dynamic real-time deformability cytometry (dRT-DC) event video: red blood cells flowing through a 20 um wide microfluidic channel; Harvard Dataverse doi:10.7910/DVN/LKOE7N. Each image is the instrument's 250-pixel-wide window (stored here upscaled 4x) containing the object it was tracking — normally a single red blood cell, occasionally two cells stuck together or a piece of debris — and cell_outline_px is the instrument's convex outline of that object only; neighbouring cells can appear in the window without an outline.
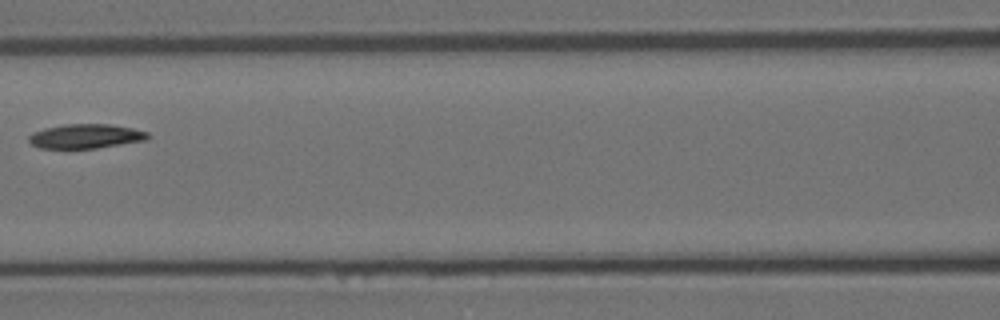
{"species": "Egyptian fruit bat (a non-hibernating species)", "species_latin": "Rousettus aegyptiacus", "temperature_condition": "room temperature", "stored_images_in_passage": 13, "camera_frame_rate_fps": 3000, "um_per_image_px": 0.085, "animal": {"sex": "female"}, "frame": {"image": 1, "passage_image": 6, "time_ms": 6.667, "image_size_px": [1000, 320], "cell_outline_px": [[152, 136], [148, 140], [96, 148], [40, 148], [32, 144], [28, 140], [28, 136], [32, 132], [44, 128], [64, 124], [108, 124], [132, 128], [148, 132]], "centroid_in_image_um": [7.3, 11.57], "position_along_channel_um": 159.3, "area_um2": 16.99}}
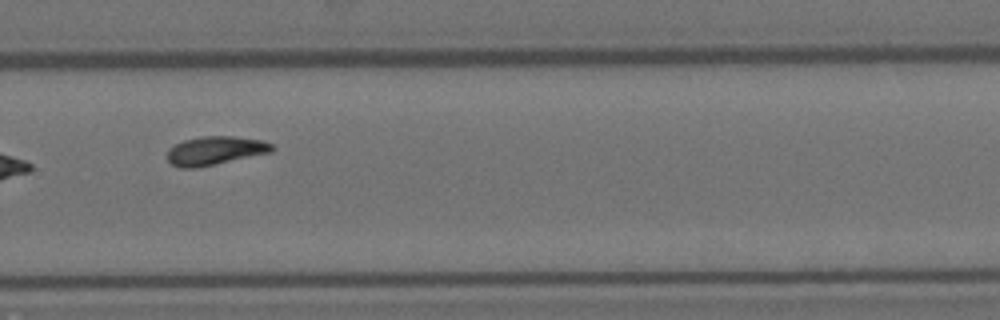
{"frame": {"image": 2, "passage_image": 10, "time_ms": 11.0, "image_size_px": [1000, 320], "cell_outline_px": [[276, 148], [272, 152], [196, 168], [180, 168], [172, 164], [168, 160], [168, 148], [184, 140], [204, 136], [232, 136], [260, 140], [272, 144]], "centroid_in_image_um": [18.29, 12.8], "position_along_channel_um": 311.5, "area_um2": 17.34}}
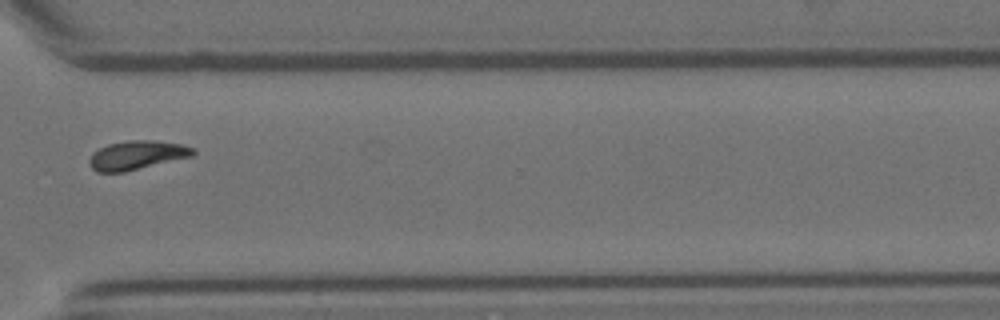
{"frame": {"image": 3, "passage_image": 11, "time_ms": 12.333, "image_size_px": [1000, 320], "cell_outline_px": [[196, 152], [192, 156], [124, 172], [96, 172], [88, 164], [88, 160], [92, 152], [108, 144], [128, 140], [152, 140], [180, 144], [196, 148]], "centroid_in_image_um": [11.61, 13.19], "position_along_channel_um": 359.0, "area_um2": 17.51}}